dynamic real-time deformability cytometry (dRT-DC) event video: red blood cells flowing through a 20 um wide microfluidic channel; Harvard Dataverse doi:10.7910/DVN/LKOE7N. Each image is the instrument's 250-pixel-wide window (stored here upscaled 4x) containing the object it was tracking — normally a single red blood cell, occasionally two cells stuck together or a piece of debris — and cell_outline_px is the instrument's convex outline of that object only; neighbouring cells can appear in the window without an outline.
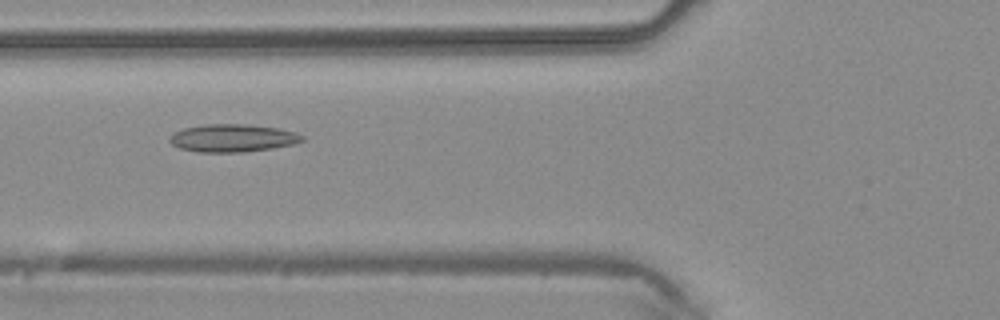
{"species": "common noctule bat (a hibernating species)", "species_latin": "Nyctalus noctula", "temperature_condition": "warm", "stored_images_in_passage": 45, "camera_frame_rate_fps": 3000, "um_per_image_px": 0.085, "animal": {"sex": "male", "body_mass_g": 20.4}, "frame": {"image": 1, "passage_image": 17, "time_ms": 5.333, "image_size_px": [1000, 320], "cell_outline_px": [[304, 140], [292, 144], [272, 148], [244, 152], [196, 152], [180, 148], [172, 144], [168, 140], [176, 132], [184, 128], [204, 124], [244, 124], [276, 128], [296, 132], [304, 136]], "centroid_in_image_um": [19.77, 11.74], "position_along_channel_um": 106.0, "area_um2": 21.27}}
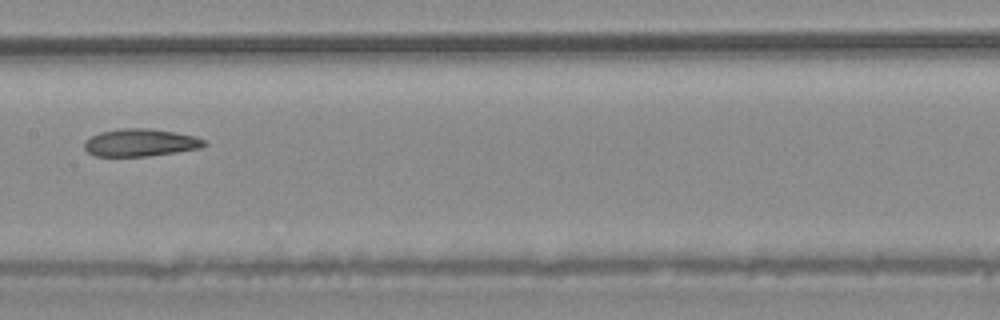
{"frame": {"image": 2, "passage_image": 23, "time_ms": 7.333, "image_size_px": [1000, 320], "cell_outline_px": [[208, 144], [200, 148], [176, 152], [148, 156], [96, 156], [88, 152], [84, 148], [84, 140], [100, 132], [120, 128], [148, 128], [176, 132], [196, 136], [204, 140]], "centroid_in_image_um": [11.94, 12.11], "position_along_channel_um": 195.5, "area_um2": 19.31}}
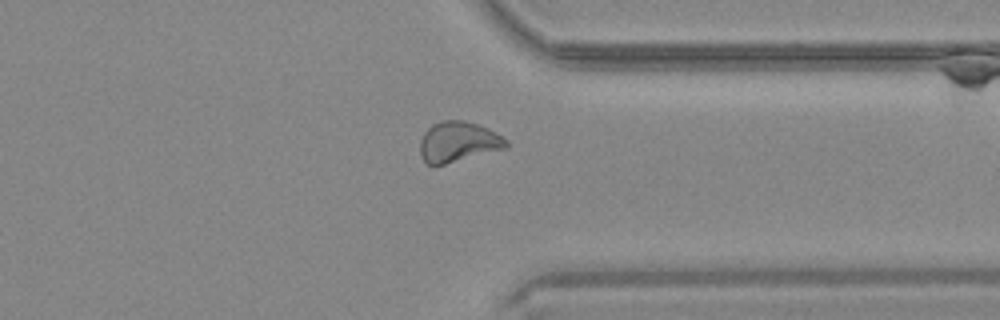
{"frame": {"image": 3, "passage_image": 35, "time_ms": 11.333, "image_size_px": [1000, 320], "cell_outline_px": [[508, 148], [432, 168], [420, 156], [420, 140], [424, 132], [432, 124], [440, 120], [464, 120], [488, 128], [496, 132], [508, 140]], "centroid_in_image_um": [38.94, 12.08], "position_along_channel_um": 372.5, "area_um2": 20.81}}